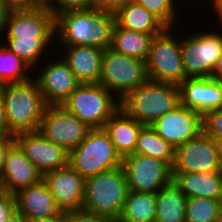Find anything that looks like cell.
Segmentation results:
<instances>
[{"label":"cell","mask_w":222,"mask_h":222,"mask_svg":"<svg viewBox=\"0 0 222 222\" xmlns=\"http://www.w3.org/2000/svg\"><path fill=\"white\" fill-rule=\"evenodd\" d=\"M4 33L3 45L33 70L43 60L39 58L49 52L48 46L56 44L53 43V36L56 37L55 17L44 4L28 11H10L6 16Z\"/></svg>","instance_id":"1"},{"label":"cell","mask_w":222,"mask_h":222,"mask_svg":"<svg viewBox=\"0 0 222 222\" xmlns=\"http://www.w3.org/2000/svg\"><path fill=\"white\" fill-rule=\"evenodd\" d=\"M115 14L108 11L71 10L55 17V34L62 46H93L102 50L111 46Z\"/></svg>","instance_id":"2"},{"label":"cell","mask_w":222,"mask_h":222,"mask_svg":"<svg viewBox=\"0 0 222 222\" xmlns=\"http://www.w3.org/2000/svg\"><path fill=\"white\" fill-rule=\"evenodd\" d=\"M4 109L12 135L39 130L47 104L35 78L4 84Z\"/></svg>","instance_id":"3"},{"label":"cell","mask_w":222,"mask_h":222,"mask_svg":"<svg viewBox=\"0 0 222 222\" xmlns=\"http://www.w3.org/2000/svg\"><path fill=\"white\" fill-rule=\"evenodd\" d=\"M180 105L179 85L147 80L121 101L120 108L144 125L152 124Z\"/></svg>","instance_id":"4"},{"label":"cell","mask_w":222,"mask_h":222,"mask_svg":"<svg viewBox=\"0 0 222 222\" xmlns=\"http://www.w3.org/2000/svg\"><path fill=\"white\" fill-rule=\"evenodd\" d=\"M129 192L123 166L85 179L83 209L119 218Z\"/></svg>","instance_id":"5"},{"label":"cell","mask_w":222,"mask_h":222,"mask_svg":"<svg viewBox=\"0 0 222 222\" xmlns=\"http://www.w3.org/2000/svg\"><path fill=\"white\" fill-rule=\"evenodd\" d=\"M122 161L109 134L101 128L91 129L86 138L69 151L68 165L86 179L120 167Z\"/></svg>","instance_id":"6"},{"label":"cell","mask_w":222,"mask_h":222,"mask_svg":"<svg viewBox=\"0 0 222 222\" xmlns=\"http://www.w3.org/2000/svg\"><path fill=\"white\" fill-rule=\"evenodd\" d=\"M114 97L98 83H81L61 105L90 129H101L120 108V101Z\"/></svg>","instance_id":"7"},{"label":"cell","mask_w":222,"mask_h":222,"mask_svg":"<svg viewBox=\"0 0 222 222\" xmlns=\"http://www.w3.org/2000/svg\"><path fill=\"white\" fill-rule=\"evenodd\" d=\"M173 30L165 28L152 39L145 61L148 80L180 85L186 79L181 40L174 36Z\"/></svg>","instance_id":"8"},{"label":"cell","mask_w":222,"mask_h":222,"mask_svg":"<svg viewBox=\"0 0 222 222\" xmlns=\"http://www.w3.org/2000/svg\"><path fill=\"white\" fill-rule=\"evenodd\" d=\"M147 80L145 61L117 53L111 48L104 50L98 84L119 101Z\"/></svg>","instance_id":"9"},{"label":"cell","mask_w":222,"mask_h":222,"mask_svg":"<svg viewBox=\"0 0 222 222\" xmlns=\"http://www.w3.org/2000/svg\"><path fill=\"white\" fill-rule=\"evenodd\" d=\"M196 31L181 38L186 78L211 77L222 53V31Z\"/></svg>","instance_id":"10"},{"label":"cell","mask_w":222,"mask_h":222,"mask_svg":"<svg viewBox=\"0 0 222 222\" xmlns=\"http://www.w3.org/2000/svg\"><path fill=\"white\" fill-rule=\"evenodd\" d=\"M129 190L157 193L172 182V167L165 161L142 154H130L123 158Z\"/></svg>","instance_id":"11"},{"label":"cell","mask_w":222,"mask_h":222,"mask_svg":"<svg viewBox=\"0 0 222 222\" xmlns=\"http://www.w3.org/2000/svg\"><path fill=\"white\" fill-rule=\"evenodd\" d=\"M91 129L62 105H47L39 131L48 140L64 147L68 152L76 148Z\"/></svg>","instance_id":"12"},{"label":"cell","mask_w":222,"mask_h":222,"mask_svg":"<svg viewBox=\"0 0 222 222\" xmlns=\"http://www.w3.org/2000/svg\"><path fill=\"white\" fill-rule=\"evenodd\" d=\"M219 159L213 138L203 132L175 148L172 173H209L221 172Z\"/></svg>","instance_id":"13"},{"label":"cell","mask_w":222,"mask_h":222,"mask_svg":"<svg viewBox=\"0 0 222 222\" xmlns=\"http://www.w3.org/2000/svg\"><path fill=\"white\" fill-rule=\"evenodd\" d=\"M202 125L203 116L181 104L150 124L174 149L199 136Z\"/></svg>","instance_id":"14"},{"label":"cell","mask_w":222,"mask_h":222,"mask_svg":"<svg viewBox=\"0 0 222 222\" xmlns=\"http://www.w3.org/2000/svg\"><path fill=\"white\" fill-rule=\"evenodd\" d=\"M14 139L42 174L68 165L69 152L48 140L39 130L18 133Z\"/></svg>","instance_id":"15"},{"label":"cell","mask_w":222,"mask_h":222,"mask_svg":"<svg viewBox=\"0 0 222 222\" xmlns=\"http://www.w3.org/2000/svg\"><path fill=\"white\" fill-rule=\"evenodd\" d=\"M47 62V63H46ZM39 75H34L47 105H61L81 84L63 58L46 61Z\"/></svg>","instance_id":"16"},{"label":"cell","mask_w":222,"mask_h":222,"mask_svg":"<svg viewBox=\"0 0 222 222\" xmlns=\"http://www.w3.org/2000/svg\"><path fill=\"white\" fill-rule=\"evenodd\" d=\"M43 180L62 212L83 208L85 179L70 165L43 174Z\"/></svg>","instance_id":"17"},{"label":"cell","mask_w":222,"mask_h":222,"mask_svg":"<svg viewBox=\"0 0 222 222\" xmlns=\"http://www.w3.org/2000/svg\"><path fill=\"white\" fill-rule=\"evenodd\" d=\"M43 174L26 158L24 151L14 142L8 149L0 177V190L15 194L19 190L39 183Z\"/></svg>","instance_id":"18"},{"label":"cell","mask_w":222,"mask_h":222,"mask_svg":"<svg viewBox=\"0 0 222 222\" xmlns=\"http://www.w3.org/2000/svg\"><path fill=\"white\" fill-rule=\"evenodd\" d=\"M180 104L202 116L222 108V85L212 77L186 78L180 85Z\"/></svg>","instance_id":"19"},{"label":"cell","mask_w":222,"mask_h":222,"mask_svg":"<svg viewBox=\"0 0 222 222\" xmlns=\"http://www.w3.org/2000/svg\"><path fill=\"white\" fill-rule=\"evenodd\" d=\"M15 197L17 210L26 218H51L63 213L43 179L39 183L19 190L15 193Z\"/></svg>","instance_id":"20"},{"label":"cell","mask_w":222,"mask_h":222,"mask_svg":"<svg viewBox=\"0 0 222 222\" xmlns=\"http://www.w3.org/2000/svg\"><path fill=\"white\" fill-rule=\"evenodd\" d=\"M103 52L104 50L93 46H65L62 58L80 83L97 84Z\"/></svg>","instance_id":"21"},{"label":"cell","mask_w":222,"mask_h":222,"mask_svg":"<svg viewBox=\"0 0 222 222\" xmlns=\"http://www.w3.org/2000/svg\"><path fill=\"white\" fill-rule=\"evenodd\" d=\"M144 124L128 116L119 108L105 123L104 129L109 134L117 153L123 159L133 154L138 135Z\"/></svg>","instance_id":"22"},{"label":"cell","mask_w":222,"mask_h":222,"mask_svg":"<svg viewBox=\"0 0 222 222\" xmlns=\"http://www.w3.org/2000/svg\"><path fill=\"white\" fill-rule=\"evenodd\" d=\"M173 183L187 197L222 201V171L209 173H172Z\"/></svg>","instance_id":"23"},{"label":"cell","mask_w":222,"mask_h":222,"mask_svg":"<svg viewBox=\"0 0 222 222\" xmlns=\"http://www.w3.org/2000/svg\"><path fill=\"white\" fill-rule=\"evenodd\" d=\"M122 28L148 34H160L166 27L140 4L129 1L115 13Z\"/></svg>","instance_id":"24"},{"label":"cell","mask_w":222,"mask_h":222,"mask_svg":"<svg viewBox=\"0 0 222 222\" xmlns=\"http://www.w3.org/2000/svg\"><path fill=\"white\" fill-rule=\"evenodd\" d=\"M155 35L158 34L127 30L115 22L112 30L110 48L117 53L146 61L152 39Z\"/></svg>","instance_id":"25"},{"label":"cell","mask_w":222,"mask_h":222,"mask_svg":"<svg viewBox=\"0 0 222 222\" xmlns=\"http://www.w3.org/2000/svg\"><path fill=\"white\" fill-rule=\"evenodd\" d=\"M156 199L155 222H186V204L188 198L173 181L156 193Z\"/></svg>","instance_id":"26"},{"label":"cell","mask_w":222,"mask_h":222,"mask_svg":"<svg viewBox=\"0 0 222 222\" xmlns=\"http://www.w3.org/2000/svg\"><path fill=\"white\" fill-rule=\"evenodd\" d=\"M156 193L129 190L118 222H155Z\"/></svg>","instance_id":"27"},{"label":"cell","mask_w":222,"mask_h":222,"mask_svg":"<svg viewBox=\"0 0 222 222\" xmlns=\"http://www.w3.org/2000/svg\"><path fill=\"white\" fill-rule=\"evenodd\" d=\"M134 153L165 161L172 167L175 149L159 136L150 125H144L139 132Z\"/></svg>","instance_id":"28"},{"label":"cell","mask_w":222,"mask_h":222,"mask_svg":"<svg viewBox=\"0 0 222 222\" xmlns=\"http://www.w3.org/2000/svg\"><path fill=\"white\" fill-rule=\"evenodd\" d=\"M186 222H222V201L203 197L188 198Z\"/></svg>","instance_id":"29"},{"label":"cell","mask_w":222,"mask_h":222,"mask_svg":"<svg viewBox=\"0 0 222 222\" xmlns=\"http://www.w3.org/2000/svg\"><path fill=\"white\" fill-rule=\"evenodd\" d=\"M32 68L0 44V83L23 82L31 78Z\"/></svg>","instance_id":"30"},{"label":"cell","mask_w":222,"mask_h":222,"mask_svg":"<svg viewBox=\"0 0 222 222\" xmlns=\"http://www.w3.org/2000/svg\"><path fill=\"white\" fill-rule=\"evenodd\" d=\"M134 3L143 6L149 13L155 16L166 28H172L177 25L176 18L181 20V17H177L176 3L174 0H130ZM176 25H174L175 21Z\"/></svg>","instance_id":"31"},{"label":"cell","mask_w":222,"mask_h":222,"mask_svg":"<svg viewBox=\"0 0 222 222\" xmlns=\"http://www.w3.org/2000/svg\"><path fill=\"white\" fill-rule=\"evenodd\" d=\"M44 5L57 17L66 11L91 9L92 0H46Z\"/></svg>","instance_id":"32"},{"label":"cell","mask_w":222,"mask_h":222,"mask_svg":"<svg viewBox=\"0 0 222 222\" xmlns=\"http://www.w3.org/2000/svg\"><path fill=\"white\" fill-rule=\"evenodd\" d=\"M203 133L211 138L222 136V108L203 115Z\"/></svg>","instance_id":"33"},{"label":"cell","mask_w":222,"mask_h":222,"mask_svg":"<svg viewBox=\"0 0 222 222\" xmlns=\"http://www.w3.org/2000/svg\"><path fill=\"white\" fill-rule=\"evenodd\" d=\"M67 222H118L117 219L99 215L85 209L66 212Z\"/></svg>","instance_id":"34"},{"label":"cell","mask_w":222,"mask_h":222,"mask_svg":"<svg viewBox=\"0 0 222 222\" xmlns=\"http://www.w3.org/2000/svg\"><path fill=\"white\" fill-rule=\"evenodd\" d=\"M16 210L15 194L0 190V222H5Z\"/></svg>","instance_id":"35"},{"label":"cell","mask_w":222,"mask_h":222,"mask_svg":"<svg viewBox=\"0 0 222 222\" xmlns=\"http://www.w3.org/2000/svg\"><path fill=\"white\" fill-rule=\"evenodd\" d=\"M0 2L8 12L28 11L40 4L37 0H0Z\"/></svg>","instance_id":"36"},{"label":"cell","mask_w":222,"mask_h":222,"mask_svg":"<svg viewBox=\"0 0 222 222\" xmlns=\"http://www.w3.org/2000/svg\"><path fill=\"white\" fill-rule=\"evenodd\" d=\"M129 1L130 0H92V8L98 11H108L115 14Z\"/></svg>","instance_id":"37"},{"label":"cell","mask_w":222,"mask_h":222,"mask_svg":"<svg viewBox=\"0 0 222 222\" xmlns=\"http://www.w3.org/2000/svg\"><path fill=\"white\" fill-rule=\"evenodd\" d=\"M3 96H4V84L0 83V137L12 135L8 131L7 127Z\"/></svg>","instance_id":"38"},{"label":"cell","mask_w":222,"mask_h":222,"mask_svg":"<svg viewBox=\"0 0 222 222\" xmlns=\"http://www.w3.org/2000/svg\"><path fill=\"white\" fill-rule=\"evenodd\" d=\"M15 142L14 135L0 137V177L5 162V156L9 147Z\"/></svg>","instance_id":"39"},{"label":"cell","mask_w":222,"mask_h":222,"mask_svg":"<svg viewBox=\"0 0 222 222\" xmlns=\"http://www.w3.org/2000/svg\"><path fill=\"white\" fill-rule=\"evenodd\" d=\"M27 222H67L66 213L51 218H27Z\"/></svg>","instance_id":"40"},{"label":"cell","mask_w":222,"mask_h":222,"mask_svg":"<svg viewBox=\"0 0 222 222\" xmlns=\"http://www.w3.org/2000/svg\"><path fill=\"white\" fill-rule=\"evenodd\" d=\"M211 77L217 80H222V53L217 60Z\"/></svg>","instance_id":"41"},{"label":"cell","mask_w":222,"mask_h":222,"mask_svg":"<svg viewBox=\"0 0 222 222\" xmlns=\"http://www.w3.org/2000/svg\"><path fill=\"white\" fill-rule=\"evenodd\" d=\"M5 222H27V218L18 210H16Z\"/></svg>","instance_id":"42"},{"label":"cell","mask_w":222,"mask_h":222,"mask_svg":"<svg viewBox=\"0 0 222 222\" xmlns=\"http://www.w3.org/2000/svg\"><path fill=\"white\" fill-rule=\"evenodd\" d=\"M210 8H213L212 10L215 12V14H217L218 18L216 19H219L220 26H221L222 25V0H215L212 7Z\"/></svg>","instance_id":"43"},{"label":"cell","mask_w":222,"mask_h":222,"mask_svg":"<svg viewBox=\"0 0 222 222\" xmlns=\"http://www.w3.org/2000/svg\"><path fill=\"white\" fill-rule=\"evenodd\" d=\"M7 13H8V11L4 8V6L0 2V34L3 33Z\"/></svg>","instance_id":"44"},{"label":"cell","mask_w":222,"mask_h":222,"mask_svg":"<svg viewBox=\"0 0 222 222\" xmlns=\"http://www.w3.org/2000/svg\"><path fill=\"white\" fill-rule=\"evenodd\" d=\"M213 140H214L215 145H216V149H217V152H218L219 159L222 163V136L213 138Z\"/></svg>","instance_id":"45"},{"label":"cell","mask_w":222,"mask_h":222,"mask_svg":"<svg viewBox=\"0 0 222 222\" xmlns=\"http://www.w3.org/2000/svg\"><path fill=\"white\" fill-rule=\"evenodd\" d=\"M176 1V0H175ZM193 1H195L196 2V0H193ZM203 1V0H202ZM204 1H206V0H204ZM208 1V0H207ZM178 2H180L179 0H178ZM199 2H201V0L199 1ZM208 2H210V4H211V6L213 5V3L215 2V0H209Z\"/></svg>","instance_id":"46"},{"label":"cell","mask_w":222,"mask_h":222,"mask_svg":"<svg viewBox=\"0 0 222 222\" xmlns=\"http://www.w3.org/2000/svg\"><path fill=\"white\" fill-rule=\"evenodd\" d=\"M40 4H44L46 0H37Z\"/></svg>","instance_id":"47"}]
</instances>
